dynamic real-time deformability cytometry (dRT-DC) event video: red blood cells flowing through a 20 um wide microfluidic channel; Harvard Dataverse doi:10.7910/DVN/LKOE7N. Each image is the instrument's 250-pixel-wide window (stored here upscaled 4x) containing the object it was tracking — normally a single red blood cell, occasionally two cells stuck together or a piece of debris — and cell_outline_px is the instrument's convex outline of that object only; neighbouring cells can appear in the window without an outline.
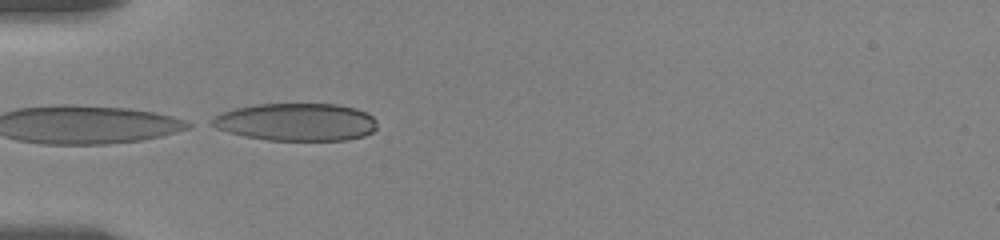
{"species": "human", "species_latin": "Homo sapiens", "temperature_condition": "room temperature", "stored_images_in_passage": 27, "camera_frame_rate_fps": 3000, "um_per_image_px": 0.085, "donor": {"sex": "female"}, "frame": {"image": 1, "passage_image": 1, "time_ms": 0.0, "image_size_px": [1000, 240], "cell_outline_px": [[376, 128], [372, 132], [364, 136], [344, 140], [268, 140], [244, 136], [228, 132], [216, 128], [208, 124], [208, 120], [224, 112], [236, 108], [256, 104], [336, 104], [352, 108], [364, 112], [372, 116], [376, 120]], "centroid_in_image_um": [25.15, 10.38], "position_along_channel_um": 59.9, "area_um2": 36.13}}
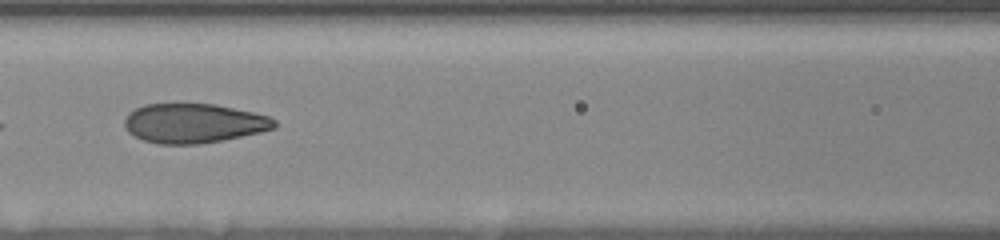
{"frame": {"image": 2, "passage_image": 20, "time_ms": 2.667, "image_size_px": [1000, 240], "cell_outline_px": [[276, 128], [260, 132], [200, 144], [160, 144], [144, 140], [128, 132], [124, 124], [124, 120], [128, 112], [144, 104], [216, 104], [252, 112], [268, 116], [276, 120]], "centroid_in_image_um": [16.45, 10.47], "position_along_channel_um": 150.1, "area_um2": 34.28}}